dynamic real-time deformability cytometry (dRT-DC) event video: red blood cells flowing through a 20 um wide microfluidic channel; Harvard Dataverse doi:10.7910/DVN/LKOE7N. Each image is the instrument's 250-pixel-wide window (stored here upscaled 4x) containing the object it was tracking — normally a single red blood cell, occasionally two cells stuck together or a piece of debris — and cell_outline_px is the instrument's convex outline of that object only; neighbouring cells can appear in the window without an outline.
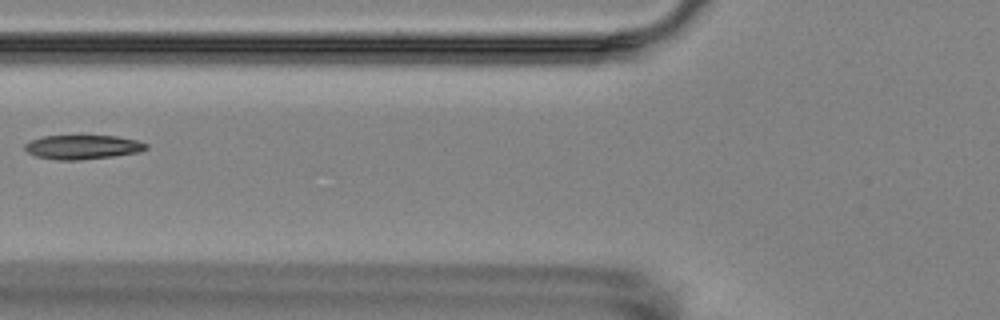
{"species": "Egyptian fruit bat (a non-hibernating species)", "species_latin": "Rousettus aegyptiacus", "temperature_condition": "room temperature", "stored_images_in_passage": 12, "camera_frame_rate_fps": 3000, "um_per_image_px": 0.085, "animal": {"sex": "female"}, "frame": {"image": 1, "passage_image": 3, "time_ms": 3.333, "image_size_px": [1000, 320], "cell_outline_px": [[148, 148], [140, 152], [112, 156], [80, 160], [56, 160], [36, 156], [28, 152], [24, 148], [24, 144], [32, 140], [44, 136], [116, 136], [136, 140], [148, 144]], "centroid_in_image_um": [7.03, 12.5], "position_along_channel_um": 118.8, "area_um2": 16.99}}
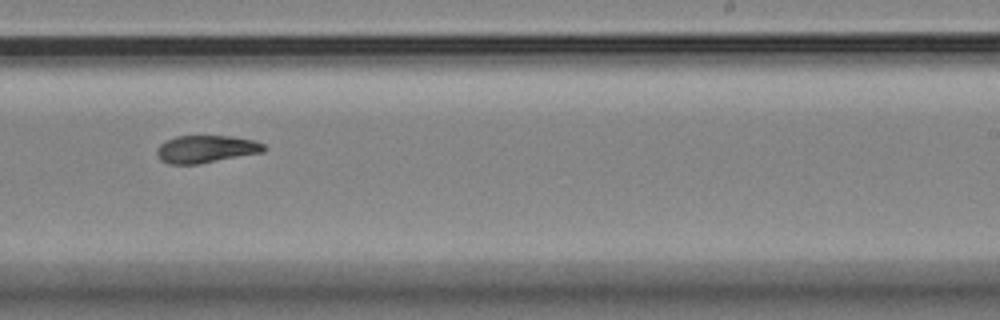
{"frame": {"image": 2, "passage_image": 7, "time_ms": 7.667, "image_size_px": [1000, 320], "cell_outline_px": [[264, 152], [200, 164], [168, 164], [160, 160], [156, 152], [156, 148], [164, 140], [176, 136], [232, 136], [252, 140], [264, 144]], "centroid_in_image_um": [17.47, 12.67], "position_along_channel_um": 271.5, "area_um2": 17.28}}
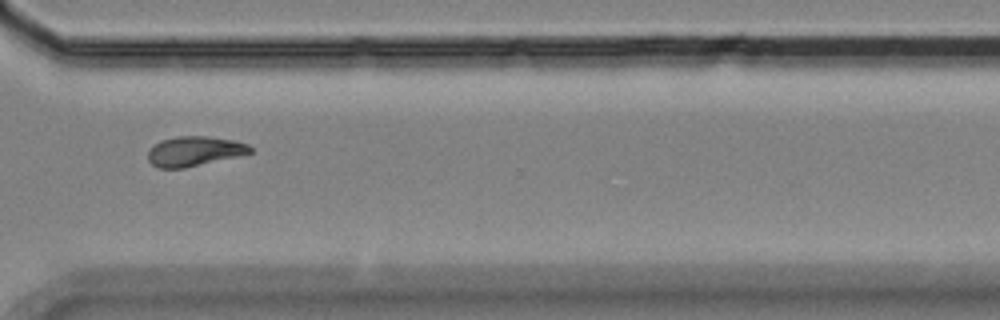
{"frame": {"image": 3, "passage_image": 9, "time_ms": 10.0, "image_size_px": [1000, 320], "cell_outline_px": [[252, 152], [236, 156], [184, 168], [160, 168], [152, 164], [148, 160], [148, 152], [160, 140], [180, 136], [208, 136], [236, 140], [248, 144], [252, 148]], "centroid_in_image_um": [16.53, 12.84], "position_along_channel_um": 354.1, "area_um2": 17.51}, "authors_computed_cell_mechanics": {"area_um2": 17.6579, "velocity_mm_per_s": 3.5152, "shape_relaxation_time_tau1_ms": null, "shape_relaxation_time_tau2_ms": 6.0025, "deformation_change_tau1": null, "deformation_change_tau2": 0.1017}}